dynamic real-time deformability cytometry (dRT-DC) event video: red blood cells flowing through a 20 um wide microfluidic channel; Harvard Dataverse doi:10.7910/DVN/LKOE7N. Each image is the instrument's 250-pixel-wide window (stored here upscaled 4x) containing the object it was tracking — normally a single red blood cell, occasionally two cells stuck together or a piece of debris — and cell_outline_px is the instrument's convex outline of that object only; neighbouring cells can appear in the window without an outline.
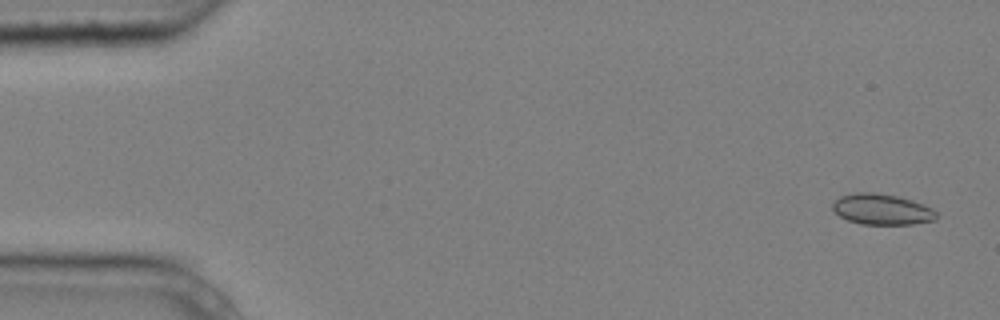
{"species": "common noctule bat (a hibernating species)", "species_latin": "Nyctalus noctula", "temperature_condition": "cold", "stored_images_in_passage": 4, "camera_frame_rate_fps": 3000, "um_per_image_px": 0.085, "animal": {"sex": "male", "body_mass_g": 20.4}, "frame": {"image": 1, "passage_image": 1, "time_ms": 0.0, "image_size_px": [1000, 320], "cell_outline_px": [[936, 220], [912, 224], [860, 224], [848, 220], [840, 216], [832, 208], [832, 204], [840, 196], [856, 192], [872, 192], [900, 196], [924, 204], [932, 208], [936, 212]], "centroid_in_image_um": [74.97, 17.78], "position_along_channel_um": 10.0, "area_um2": 18.67}}
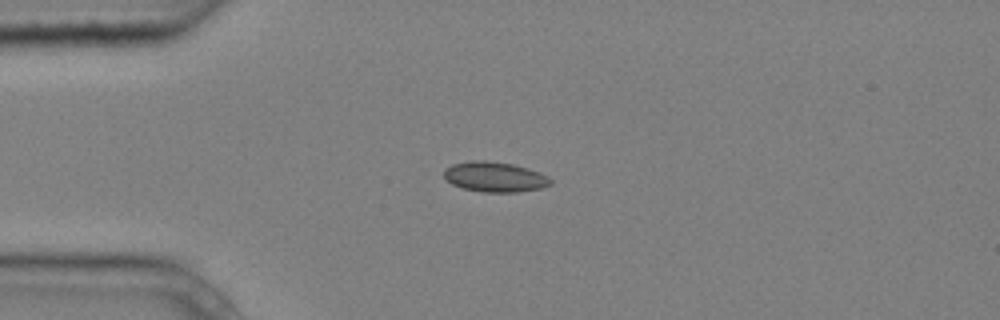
{"frame": {"image": 2, "passage_image": 4, "time_ms": 1.0, "image_size_px": [1000, 320], "cell_outline_px": [[552, 184], [544, 188], [516, 192], [484, 192], [460, 188], [452, 184], [444, 176], [444, 168], [452, 164], [468, 160], [484, 160], [512, 164], [528, 168], [540, 172], [548, 176], [552, 180]], "centroid_in_image_um": [42.06, 15.03], "position_along_channel_um": 42.9, "area_um2": 18.96}}